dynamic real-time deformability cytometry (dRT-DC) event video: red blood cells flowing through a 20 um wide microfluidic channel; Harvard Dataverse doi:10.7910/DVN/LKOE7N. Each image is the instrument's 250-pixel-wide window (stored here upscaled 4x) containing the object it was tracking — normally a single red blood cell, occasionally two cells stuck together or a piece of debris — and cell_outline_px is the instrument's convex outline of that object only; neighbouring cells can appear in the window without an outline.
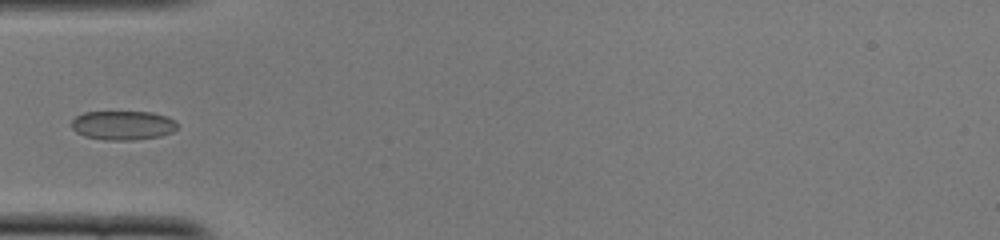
{"species": "common noctule bat (a hibernating species)", "species_latin": "Nyctalus noctula", "temperature_condition": "cold", "stored_images_in_passage": 36, "camera_frame_rate_fps": 3000, "um_per_image_px": 0.085, "animal": {"sex": "female", "body_mass_g": 22.0, "forearm_length_mm": 56.7}, "frame": {"image": 1, "passage_image": 1, "time_ms": 0.0, "image_size_px": [1000, 240], "cell_outline_px": [[176, 128], [172, 132], [160, 136], [132, 140], [104, 140], [84, 136], [76, 132], [72, 128], [72, 120], [76, 116], [84, 112], [152, 112], [168, 116], [176, 120]], "centroid_in_image_um": [10.45, 10.65], "position_along_channel_um": 74.6, "area_um2": 18.03}}
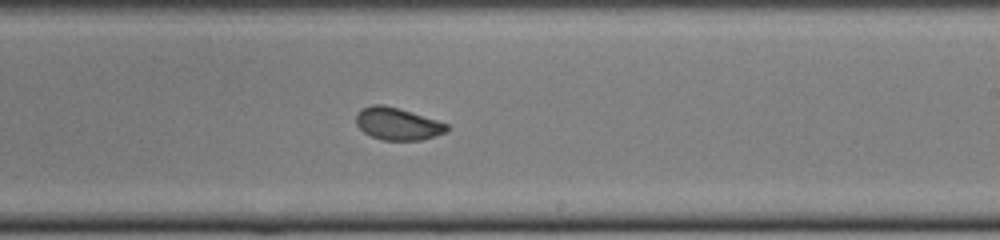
{"frame": {"image": 2, "passage_image": 15, "time_ms": 4.667, "image_size_px": [1000, 240], "cell_outline_px": [[448, 128], [444, 132], [420, 140], [384, 140], [372, 136], [364, 132], [356, 124], [356, 112], [360, 108], [372, 104], [384, 104], [412, 112], [448, 124]], "centroid_in_image_um": [33.73, 10.5], "position_along_channel_um": 255.3, "area_um2": 16.94}}
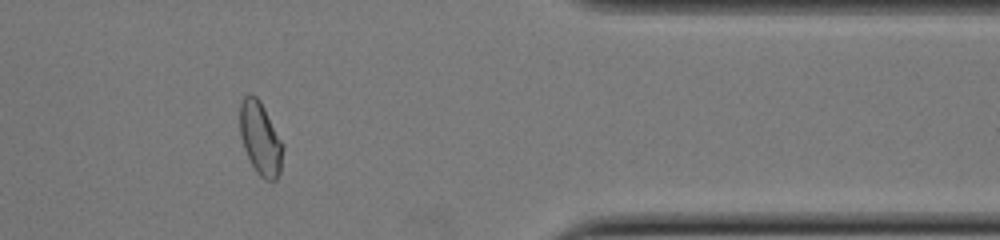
{"frame": {"image": 3, "passage_image": 27, "time_ms": 8.667, "image_size_px": [1000, 240], "cell_outline_px": [[284, 148], [280, 172], [276, 180], [264, 180], [256, 172], [244, 148], [240, 136], [240, 104], [244, 96], [248, 92], [256, 96], [260, 100], [284, 144]], "centroid_in_image_um": [22.14, 11.76], "position_along_channel_um": 389.3, "area_um2": 18.44}}